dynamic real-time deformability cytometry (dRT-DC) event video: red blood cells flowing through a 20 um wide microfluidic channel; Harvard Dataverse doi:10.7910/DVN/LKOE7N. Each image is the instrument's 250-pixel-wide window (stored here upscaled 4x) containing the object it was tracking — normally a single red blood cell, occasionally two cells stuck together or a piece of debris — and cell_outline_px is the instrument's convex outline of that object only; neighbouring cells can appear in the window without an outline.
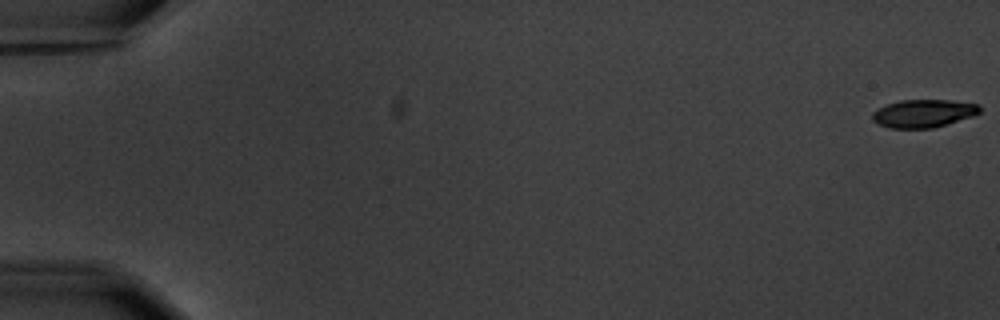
{"species": "common noctule bat (a hibernating species)", "species_latin": "Nyctalus noctula", "temperature_condition": "warm", "stored_images_in_passage": 4, "camera_frame_rate_fps": 3000, "um_per_image_px": 0.085, "animal": {"sex": "male", "body_mass_g": 20.1, "forearm_length_mm": 53.5}, "frame": {"image": 1, "passage_image": 1, "time_ms": 0.0, "image_size_px": [1000, 320], "cell_outline_px": [[980, 112], [972, 116], [932, 128], [888, 128], [872, 120], [872, 112], [876, 108], [900, 100], [952, 100], [980, 104]], "centroid_in_image_um": [78.47, 9.63], "position_along_channel_um": 6.5, "area_um2": 17.46}}